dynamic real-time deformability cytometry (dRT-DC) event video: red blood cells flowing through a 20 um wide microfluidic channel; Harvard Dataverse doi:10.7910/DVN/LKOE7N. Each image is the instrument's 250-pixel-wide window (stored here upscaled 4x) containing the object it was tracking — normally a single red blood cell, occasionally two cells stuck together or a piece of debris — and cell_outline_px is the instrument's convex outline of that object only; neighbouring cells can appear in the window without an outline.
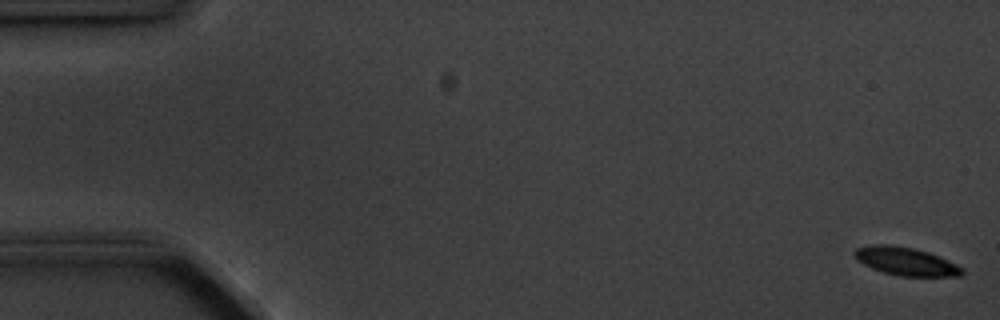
{"species": "common noctule bat (a hibernating species)", "species_latin": "Nyctalus noctula", "temperature_condition": "cold", "stored_images_in_passage": 6, "camera_frame_rate_fps": 3000, "um_per_image_px": 0.085, "animal": {"sex": "male", "body_mass_g": 20.1, "forearm_length_mm": 53.5}, "frame": {"image": 1, "passage_image": 1, "time_ms": 0.0, "image_size_px": [1000, 320], "cell_outline_px": [[964, 272], [960, 276], [900, 276], [884, 272], [872, 268], [856, 260], [852, 256], [852, 252], [856, 248], [872, 244], [892, 244], [912, 248], [928, 252], [956, 264], [964, 268]], "centroid_in_image_um": [76.95, 22.2], "position_along_channel_um": 8.1, "area_um2": 17.69}}